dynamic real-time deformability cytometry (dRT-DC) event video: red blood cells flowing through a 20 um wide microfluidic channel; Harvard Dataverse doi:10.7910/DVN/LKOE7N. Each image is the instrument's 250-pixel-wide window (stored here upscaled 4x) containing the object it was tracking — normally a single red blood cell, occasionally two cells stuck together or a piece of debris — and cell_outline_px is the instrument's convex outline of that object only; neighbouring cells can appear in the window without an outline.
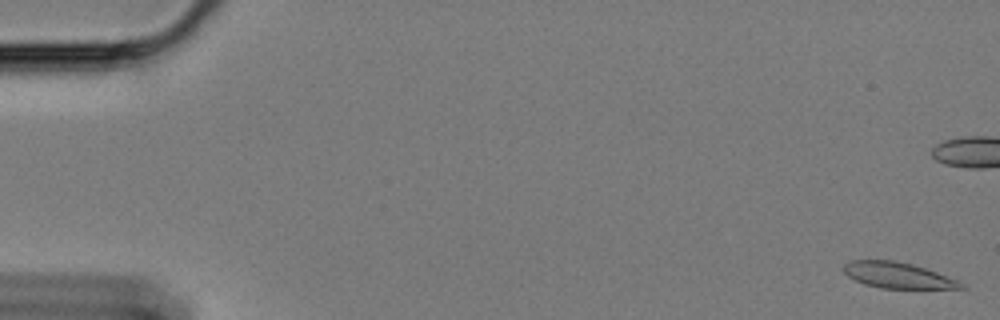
{"species": "Egyptian fruit bat (a non-hibernating species)", "species_latin": "Rousettus aegyptiacus", "temperature_condition": "cold", "stored_images_in_passage": 60, "camera_frame_rate_fps": 3000, "um_per_image_px": 0.085, "animal": {"sex": "female"}, "frame": {"image": 1, "passage_image": 1, "time_ms": 0.0, "image_size_px": [1000, 320], "cell_outline_px": [[968, 288], [880, 288], [864, 284], [848, 276], [840, 268], [844, 264], [852, 260], [896, 260], [912, 264], [936, 272], [956, 280], [964, 284]], "centroid_in_image_um": [76.25, 23.39], "position_along_channel_um": 8.7, "area_um2": 17.57}}
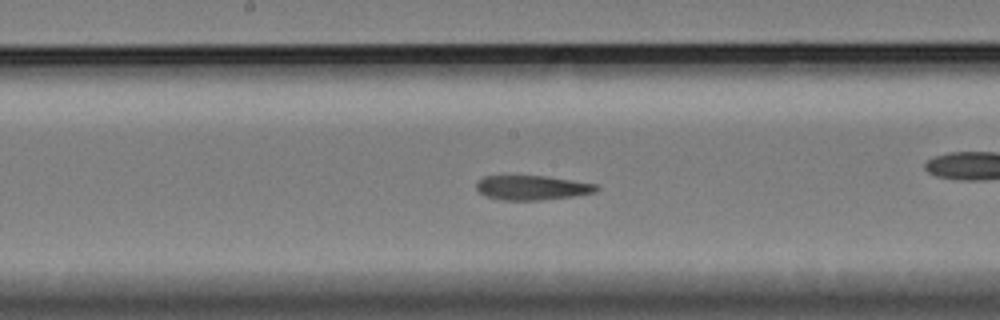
{"frame": {"image": 2, "passage_image": 31, "time_ms": 10.0, "image_size_px": [1000, 320], "cell_outline_px": [[600, 188], [596, 192], [572, 196], [540, 200], [504, 200], [488, 196], [480, 192], [476, 188], [476, 180], [484, 176], [548, 176], [596, 184]], "centroid_in_image_um": [45.23, 15.94], "position_along_channel_um": 203.0, "area_um2": 17.05}}
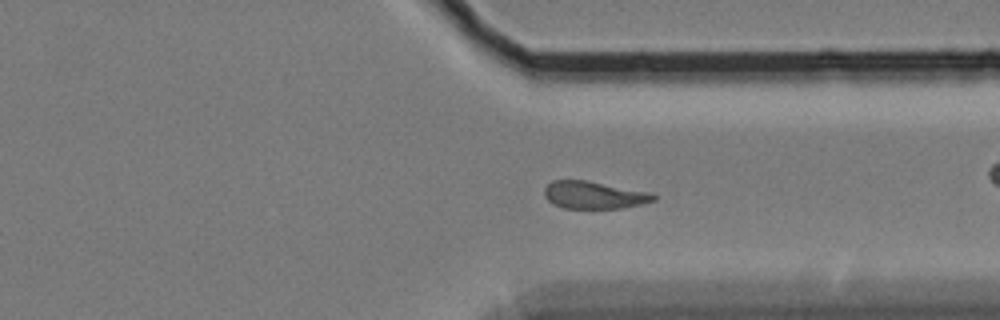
{"frame": {"image": 3, "passage_image": 45, "time_ms": 14.667, "image_size_px": [1000, 320], "cell_outline_px": [[656, 200], [624, 208], [564, 208], [552, 204], [544, 196], [544, 188], [552, 180], [584, 180], [656, 192]], "centroid_in_image_um": [50.53, 16.57], "position_along_channel_um": 360.9, "area_um2": 17.74}, "authors_computed_cell_mechanics": {"area_um2": 18.0914, "velocity_mm_per_s": 3.3821, "shape_relaxation_time_tau1_ms": null, "shape_relaxation_time_tau2_ms": 3.5753, "deformation_change_tau1": null, "deformation_change_tau2": 0.1022}}